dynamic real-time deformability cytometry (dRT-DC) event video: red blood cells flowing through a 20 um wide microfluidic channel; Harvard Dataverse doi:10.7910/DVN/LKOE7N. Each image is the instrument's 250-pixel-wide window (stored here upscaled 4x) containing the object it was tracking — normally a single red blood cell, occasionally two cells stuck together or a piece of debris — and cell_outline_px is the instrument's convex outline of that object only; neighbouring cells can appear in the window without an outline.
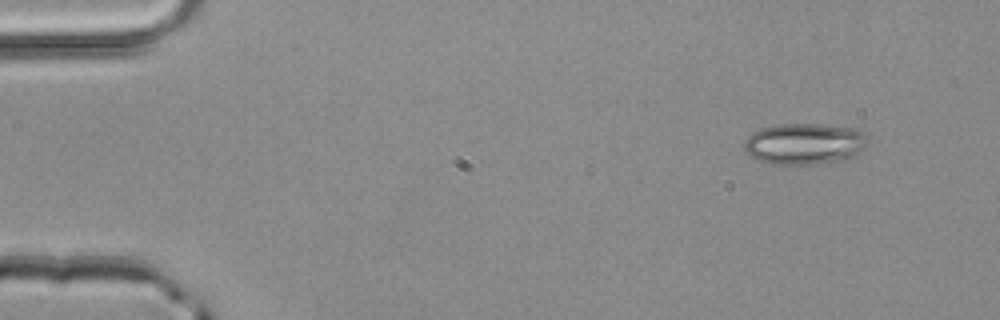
{"species": "common noctule bat (a hibernating species)", "species_latin": "Nyctalus noctula", "temperature_condition": "room temperature", "stored_images_in_passage": 3, "camera_frame_rate_fps": 3000, "um_per_image_px": 0.085, "animal": {"sex": "male", "body_mass_g": 20.4}, "frame": {"image": 1, "passage_image": 1, "time_ms": 0.0, "image_size_px": [1000, 320], "cell_outline_px": [[872, 140], [868, 148], [856, 156], [848, 160], [824, 164], [772, 164], [756, 160], [744, 152], [744, 140], [752, 132], [760, 128], [776, 124], [820, 124], [860, 128], [868, 132]], "centroid_in_image_um": [68.51, 12.22], "position_along_channel_um": 16.5, "area_um2": 31.21}}